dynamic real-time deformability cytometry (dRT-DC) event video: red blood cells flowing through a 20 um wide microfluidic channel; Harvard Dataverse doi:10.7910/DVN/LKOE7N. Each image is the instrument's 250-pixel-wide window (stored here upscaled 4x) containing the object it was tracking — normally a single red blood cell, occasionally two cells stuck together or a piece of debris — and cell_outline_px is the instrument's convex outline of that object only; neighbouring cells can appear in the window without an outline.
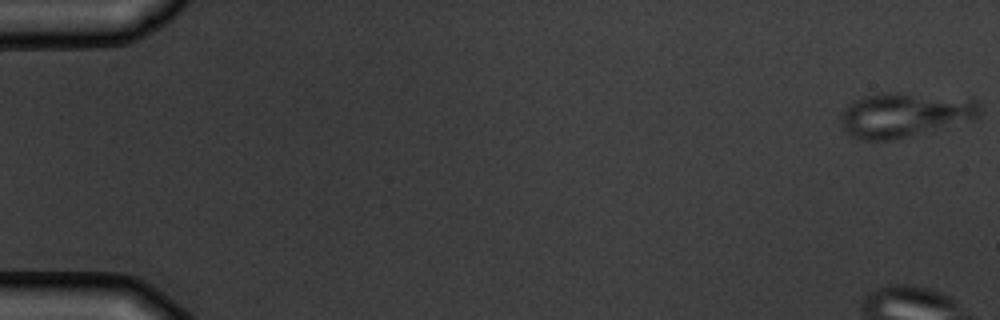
{"species": "common noctule bat (a hibernating species)", "species_latin": "Nyctalus noctula", "temperature_condition": "warm", "stored_images_in_passage": 6, "camera_frame_rate_fps": 3000, "um_per_image_px": 0.085, "animal": {"sex": "male", "body_mass_g": 19.5, "forearm_length_mm": 54.6}, "frame": {"image": 1, "passage_image": 1, "time_ms": 0.0, "image_size_px": [1000, 320], "cell_outline_px": [[980, 116], [972, 120], [892, 140], [864, 140], [852, 136], [844, 132], [840, 124], [840, 116], [844, 108], [852, 100], [860, 96], [880, 92], [900, 92], [980, 100]], "centroid_in_image_um": [76.84, 9.74], "position_along_channel_um": 8.2, "area_um2": 36.41}}